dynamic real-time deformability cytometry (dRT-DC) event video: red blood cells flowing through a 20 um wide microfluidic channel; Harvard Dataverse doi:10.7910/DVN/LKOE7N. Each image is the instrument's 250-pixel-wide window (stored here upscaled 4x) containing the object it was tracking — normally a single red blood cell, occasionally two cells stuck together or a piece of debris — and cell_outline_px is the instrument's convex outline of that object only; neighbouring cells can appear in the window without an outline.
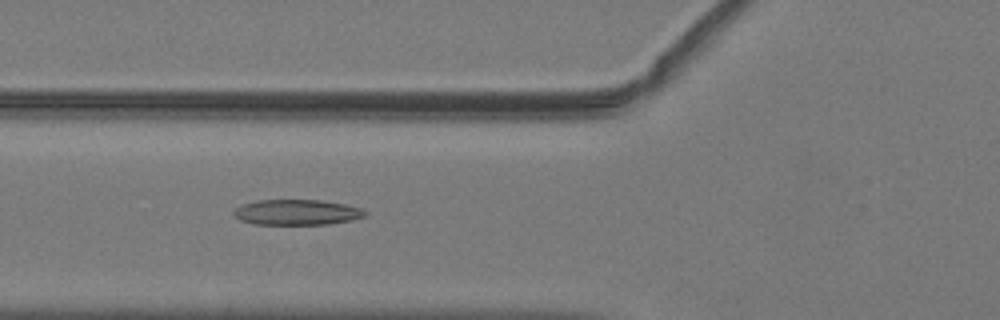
{"species": "common noctule bat (a hibernating species)", "species_latin": "Nyctalus noctula", "temperature_condition": "warm", "stored_images_in_passage": 47, "camera_frame_rate_fps": 3000, "um_per_image_px": 0.085, "animal": {"sex": "male", "body_mass_g": 19.2, "forearm_length_mm": 51.8}, "frame": {"image": 1, "passage_image": 16, "time_ms": 5.0, "image_size_px": [1000, 320], "cell_outline_px": [[368, 216], [352, 220], [328, 224], [252, 224], [240, 220], [232, 216], [232, 212], [240, 204], [256, 200], [320, 200], [344, 204], [360, 208], [368, 212]], "centroid_in_image_um": [25.2, 18.04], "position_along_channel_um": 100.6, "area_um2": 19.71}}
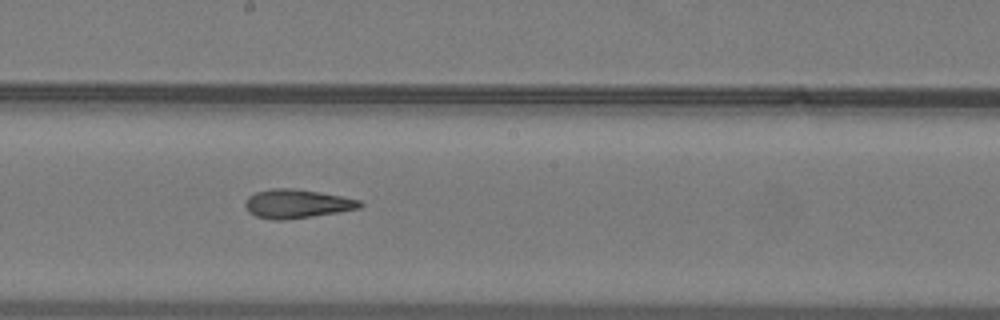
{"frame": {"image": 2, "passage_image": 25, "time_ms": 8.0, "image_size_px": [1000, 320], "cell_outline_px": [[364, 204], [360, 208], [288, 220], [272, 220], [256, 216], [248, 212], [244, 204], [248, 196], [256, 192], [272, 188], [296, 188], [340, 196], [360, 200]], "centroid_in_image_um": [25.2, 17.32], "position_along_channel_um": 223.0, "area_um2": 19.25}}
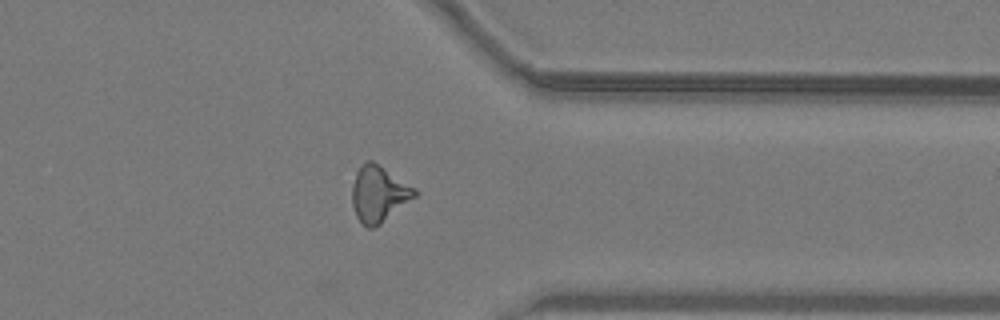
{"frame": {"image": 3, "passage_image": 37, "time_ms": 12.0, "image_size_px": [1000, 320], "cell_outline_px": [[420, 192], [416, 196], [380, 224], [372, 228], [368, 228], [356, 216], [352, 204], [352, 184], [356, 172], [360, 164], [368, 160], [372, 160], [416, 188]], "centroid_in_image_um": [32.19, 16.46], "position_along_channel_um": 379.2, "area_um2": 20.4}, "authors_computed_cell_mechanics": {"area_um2": 19.4786, "velocity_mm_per_s": 4.0656, "shape_relaxation_time_tau1_ms": null, "shape_relaxation_time_tau2_ms": 2.4476, "deformation_change_tau1": null, "deformation_change_tau2": 0.1151}}